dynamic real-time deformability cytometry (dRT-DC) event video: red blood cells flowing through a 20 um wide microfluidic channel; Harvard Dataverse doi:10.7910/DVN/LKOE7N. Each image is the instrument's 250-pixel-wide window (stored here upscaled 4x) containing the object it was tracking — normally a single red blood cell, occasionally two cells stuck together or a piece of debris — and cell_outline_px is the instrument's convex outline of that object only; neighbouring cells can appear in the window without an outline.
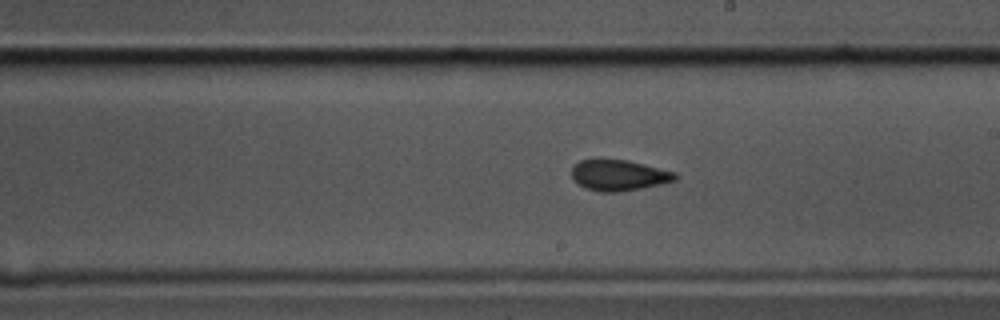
{"species": "common noctule bat (a hibernating species)", "species_latin": "Nyctalus noctula", "temperature_condition": "cold", "stored_images_in_passage": 51, "camera_frame_rate_fps": 3000, "um_per_image_px": 0.085, "animal": {"sex": "male", "body_mass_g": 17.5, "forearm_length_mm": 52.3}, "frame": {"image": 1, "passage_image": 26, "time_ms": 8.333, "image_size_px": [1000, 320], "cell_outline_px": [[676, 180], [664, 184], [620, 192], [600, 192], [584, 188], [576, 184], [572, 176], [572, 168], [580, 160], [628, 160], [676, 172]], "centroid_in_image_um": [52.61, 14.92], "position_along_channel_um": 236.4, "area_um2": 18.67}}
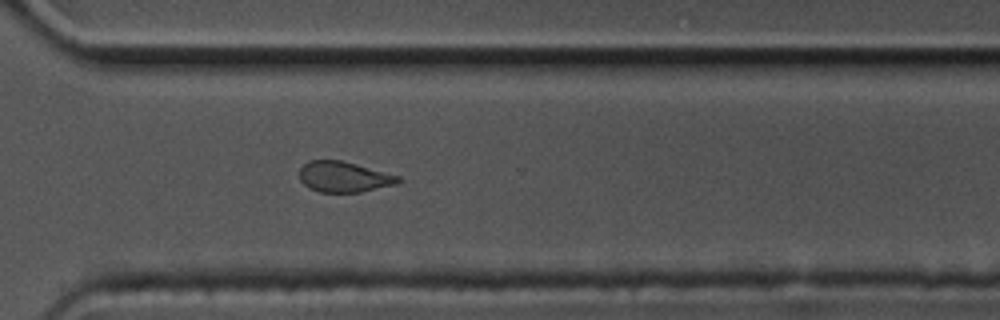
{"frame": {"image": 2, "passage_image": 35, "time_ms": 11.333, "image_size_px": [1000, 320], "cell_outline_px": [[400, 180], [396, 184], [360, 192], [320, 192], [308, 188], [300, 180], [300, 168], [308, 160], [340, 160], [356, 164], [400, 176]], "centroid_in_image_um": [29.2, 15.03], "position_along_channel_um": 341.4, "area_um2": 17.51}}
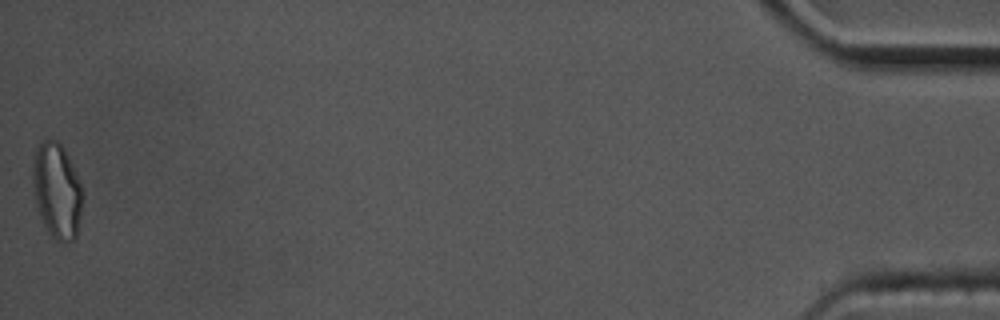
{"frame": {"image": 3, "passage_image": 51, "time_ms": 16.667, "image_size_px": [1000, 320], "cell_outline_px": [[84, 196], [76, 236], [72, 240], [56, 240], [48, 232], [40, 216], [36, 204], [32, 180], [32, 168], [36, 148], [44, 140], [56, 140], [64, 148], [76, 172]], "centroid_in_image_um": [4.84, 16.19], "position_along_channel_um": 430.4, "area_um2": 27.46}, "authors_computed_cell_mechanics": {"area_um2": 18.8428, "velocity_mm_per_s": 3.4959, "shape_relaxation_time_tau1_ms": 6.9632, "shape_relaxation_time_tau2_ms": 3.0484, "deformation_change_tau1": 0.1069, "deformation_change_tau2": 0.083}}